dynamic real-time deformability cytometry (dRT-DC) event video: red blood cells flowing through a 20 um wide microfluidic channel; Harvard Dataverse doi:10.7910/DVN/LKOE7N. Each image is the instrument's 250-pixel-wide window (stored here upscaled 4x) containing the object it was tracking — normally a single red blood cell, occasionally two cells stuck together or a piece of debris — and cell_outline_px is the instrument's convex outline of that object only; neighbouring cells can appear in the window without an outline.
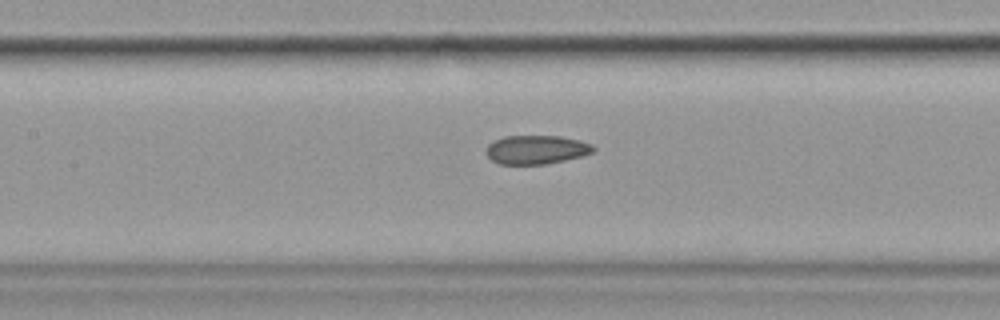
{"species": "common noctule bat (a hibernating species)", "species_latin": "Nyctalus noctula", "temperature_condition": "cold", "stored_images_in_passage": 10, "camera_frame_rate_fps": 3000, "um_per_image_px": 0.085, "animal": {"sex": "female", "body_mass_g": 19.9}, "frame": {"image": 1, "passage_image": 9, "time_ms": 10.333, "image_size_px": [1000, 320], "cell_outline_px": [[596, 148], [592, 152], [580, 156], [564, 160], [544, 164], [500, 164], [492, 160], [488, 156], [484, 148], [488, 144], [504, 136], [560, 136], [580, 140], [592, 144]], "centroid_in_image_um": [45.57, 12.71], "position_along_channel_um": 161.8, "area_um2": 17.92}}